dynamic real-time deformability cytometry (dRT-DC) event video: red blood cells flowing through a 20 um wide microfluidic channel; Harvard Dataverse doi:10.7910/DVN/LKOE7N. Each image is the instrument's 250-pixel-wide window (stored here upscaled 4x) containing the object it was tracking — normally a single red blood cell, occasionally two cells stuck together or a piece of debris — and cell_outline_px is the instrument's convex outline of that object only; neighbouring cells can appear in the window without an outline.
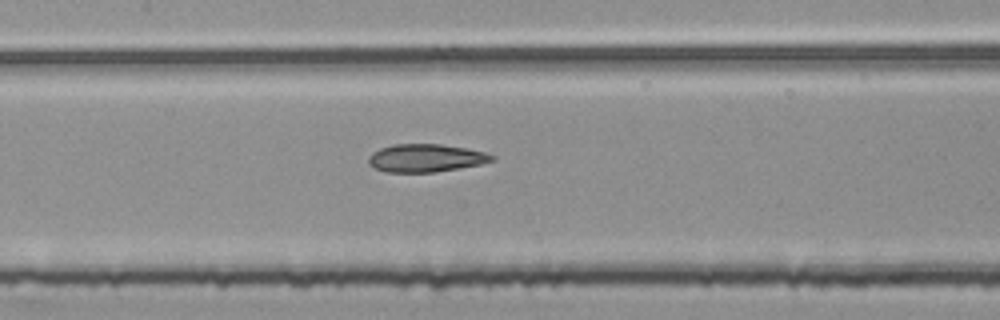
{"species": "common noctule bat (a hibernating species)", "species_latin": "Nyctalus noctula", "temperature_condition": "room temperature", "stored_images_in_passage": 45, "segment_of_instrument_passage": [2, 2], "camera_frame_rate_fps": 3000, "um_per_image_px": 0.085, "animal": {"sex": "female", "body_mass_g": 25.1}, "frame": {"image": 1, "passage_image": 17, "time_ms": 5.333, "image_size_px": [1000, 320], "cell_outline_px": [[496, 160], [480, 164], [436, 172], [384, 172], [368, 164], [368, 156], [372, 152], [380, 148], [392, 144], [440, 144], [468, 148], [484, 152], [496, 156]], "centroid_in_image_um": [36.19, 13.43], "position_along_channel_um": 171.2, "area_um2": 20.23}}
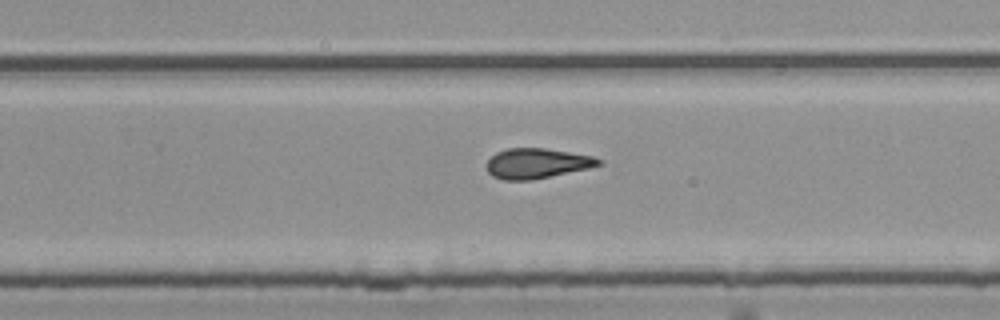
{"frame": {"image": 2, "passage_image": 26, "time_ms": 8.333, "image_size_px": [1000, 320], "cell_outline_px": [[604, 164], [588, 168], [532, 180], [504, 180], [492, 176], [488, 172], [488, 160], [496, 152], [508, 148], [544, 148], [592, 156], [604, 160]], "centroid_in_image_um": [45.65, 13.89], "position_along_channel_um": 284.1, "area_um2": 19.54}}
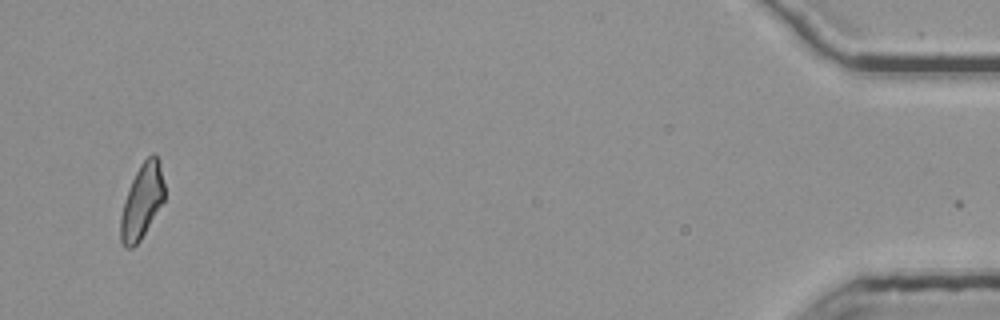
{"frame": {"image": 3, "passage_image": 44, "time_ms": 14.333, "image_size_px": [1000, 320], "cell_outline_px": [[164, 200], [140, 240], [132, 248], [124, 248], [120, 240], [120, 216], [124, 200], [128, 188], [140, 164], [152, 152], [156, 156], [160, 164], [164, 184]], "centroid_in_image_um": [12.04, 17.12], "position_along_channel_um": 423.2, "area_um2": 18.96}}